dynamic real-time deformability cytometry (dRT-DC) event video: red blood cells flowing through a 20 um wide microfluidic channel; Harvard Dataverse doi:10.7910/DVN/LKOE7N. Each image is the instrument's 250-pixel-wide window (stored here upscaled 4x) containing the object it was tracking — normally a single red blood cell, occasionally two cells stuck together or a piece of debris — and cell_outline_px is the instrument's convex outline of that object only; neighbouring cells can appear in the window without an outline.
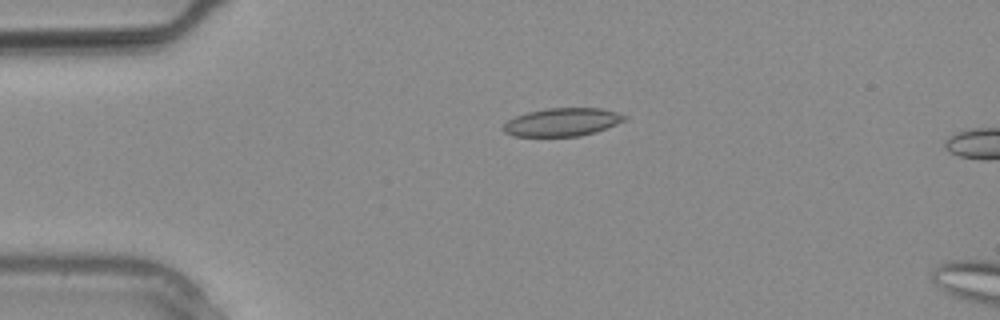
{"species": "common noctule bat (a hibernating species)", "species_latin": "Nyctalus noctula", "temperature_condition": "warm", "stored_images_in_passage": 2, "camera_frame_rate_fps": 3000, "um_per_image_px": 0.085, "animal": {"sex": "male", "body_mass_g": 20.4}, "frame": {"image": 1, "passage_image": 1, "time_ms": 0.0, "image_size_px": [1000, 320], "cell_outline_px": [[628, 116], [624, 120], [616, 124], [596, 132], [580, 136], [512, 136], [504, 132], [504, 124], [508, 120], [516, 116], [528, 112], [548, 108], [600, 108], [616, 112]], "centroid_in_image_um": [47.79, 10.38], "position_along_channel_um": 37.2, "area_um2": 19.71}}